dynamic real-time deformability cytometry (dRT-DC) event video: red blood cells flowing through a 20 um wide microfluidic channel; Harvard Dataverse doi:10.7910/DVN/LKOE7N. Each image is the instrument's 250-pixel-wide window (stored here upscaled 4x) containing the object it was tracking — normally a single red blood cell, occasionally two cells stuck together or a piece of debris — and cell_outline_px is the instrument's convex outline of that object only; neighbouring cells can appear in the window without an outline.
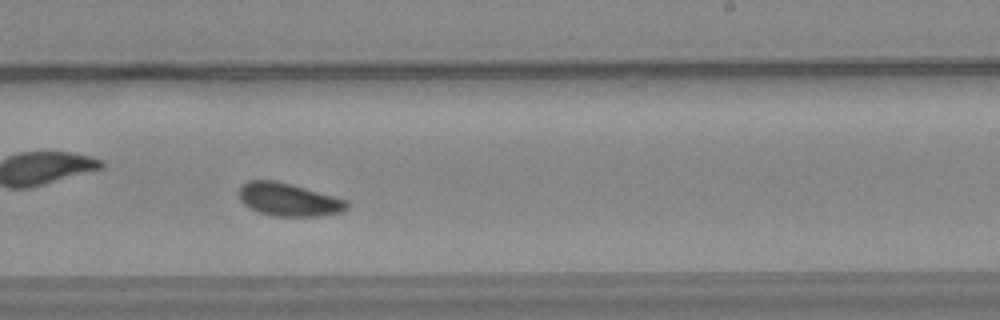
{"species": "common noctule bat (a hibernating species)", "species_latin": "Nyctalus noctula", "temperature_condition": "warm", "stored_images_in_passage": 51, "camera_frame_rate_fps": 3000, "um_per_image_px": 0.085, "animal": {"sex": "female", "body_mass_g": 24.6, "forearm_length_mm": 56.2}, "frame": {"image": 1, "passage_image": 30, "time_ms": 9.667, "image_size_px": [1000, 320], "cell_outline_px": [[348, 208], [340, 212], [320, 216], [272, 216], [248, 208], [240, 200], [240, 184], [248, 180], [276, 180], [292, 184], [348, 200]], "centroid_in_image_um": [24.52, 16.96], "position_along_channel_um": 264.5, "area_um2": 20.87}, "authors_computed_cell_mechanics": {"area_um2": 20.7502, "velocity_mm_per_s": 3.7381, "shape_relaxation_time_tau1_ms": 2.5056, "shape_relaxation_time_tau2_ms": null, "deformation_change_tau1": 0.067, "deformation_change_tau2": null}}